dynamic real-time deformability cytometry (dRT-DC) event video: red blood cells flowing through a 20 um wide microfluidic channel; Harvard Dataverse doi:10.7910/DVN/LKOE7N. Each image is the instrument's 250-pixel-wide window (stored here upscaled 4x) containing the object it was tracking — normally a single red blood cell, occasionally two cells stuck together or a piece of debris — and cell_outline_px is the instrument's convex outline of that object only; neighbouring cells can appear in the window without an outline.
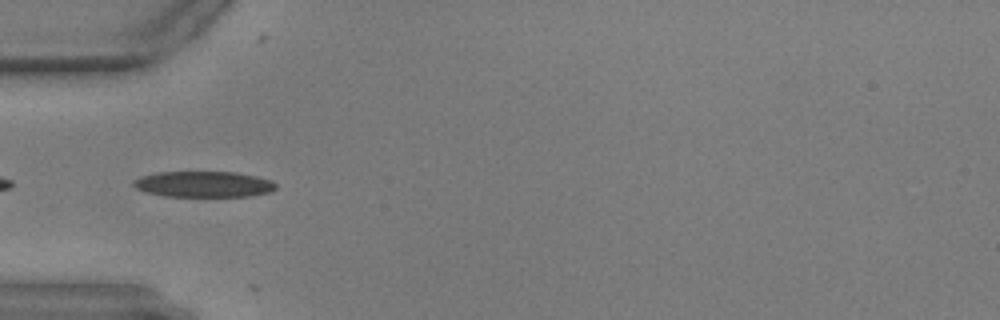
{"species": "common noctule bat (a hibernating species)", "species_latin": "Nyctalus noctula", "temperature_condition": "warm", "stored_images_in_passage": 9, "camera_frame_rate_fps": 3000, "um_per_image_px": 0.085, "animal": {"sex": "male", "body_mass_g": 17.9, "forearm_length_mm": 54.2}, "frame": {"image": 1, "passage_image": 2, "time_ms": 0.333, "image_size_px": [1000, 320], "cell_outline_px": [[276, 188], [268, 192], [252, 196], [164, 196], [148, 192], [136, 188], [132, 184], [140, 176], [156, 172], [236, 172], [256, 176], [272, 180], [276, 184]], "centroid_in_image_um": [17.33, 15.65], "position_along_channel_um": 67.7, "area_um2": 21.39}}